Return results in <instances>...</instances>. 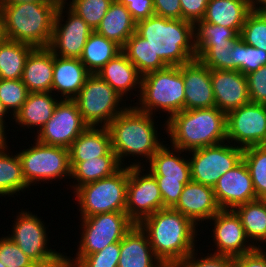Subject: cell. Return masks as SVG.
Instances as JSON below:
<instances>
[{
	"instance_id": "10",
	"label": "cell",
	"mask_w": 266,
	"mask_h": 267,
	"mask_svg": "<svg viewBox=\"0 0 266 267\" xmlns=\"http://www.w3.org/2000/svg\"><path fill=\"white\" fill-rule=\"evenodd\" d=\"M36 142L18 152L23 175L29 186L39 181L50 182L71 176L69 149ZM54 179V180H53Z\"/></svg>"
},
{
	"instance_id": "19",
	"label": "cell",
	"mask_w": 266,
	"mask_h": 267,
	"mask_svg": "<svg viewBox=\"0 0 266 267\" xmlns=\"http://www.w3.org/2000/svg\"><path fill=\"white\" fill-rule=\"evenodd\" d=\"M215 107L226 115L250 102L246 75L237 70H210Z\"/></svg>"
},
{
	"instance_id": "22",
	"label": "cell",
	"mask_w": 266,
	"mask_h": 267,
	"mask_svg": "<svg viewBox=\"0 0 266 267\" xmlns=\"http://www.w3.org/2000/svg\"><path fill=\"white\" fill-rule=\"evenodd\" d=\"M118 267H166L155 255L146 233L138 224L120 241Z\"/></svg>"
},
{
	"instance_id": "14",
	"label": "cell",
	"mask_w": 266,
	"mask_h": 267,
	"mask_svg": "<svg viewBox=\"0 0 266 267\" xmlns=\"http://www.w3.org/2000/svg\"><path fill=\"white\" fill-rule=\"evenodd\" d=\"M226 121L229 144L242 149L266 145V104L249 102L229 112Z\"/></svg>"
},
{
	"instance_id": "2",
	"label": "cell",
	"mask_w": 266,
	"mask_h": 267,
	"mask_svg": "<svg viewBox=\"0 0 266 267\" xmlns=\"http://www.w3.org/2000/svg\"><path fill=\"white\" fill-rule=\"evenodd\" d=\"M166 119L171 146L182 151L227 141L226 114L217 107L183 110Z\"/></svg>"
},
{
	"instance_id": "47",
	"label": "cell",
	"mask_w": 266,
	"mask_h": 267,
	"mask_svg": "<svg viewBox=\"0 0 266 267\" xmlns=\"http://www.w3.org/2000/svg\"><path fill=\"white\" fill-rule=\"evenodd\" d=\"M250 102L266 104V65L246 75Z\"/></svg>"
},
{
	"instance_id": "42",
	"label": "cell",
	"mask_w": 266,
	"mask_h": 267,
	"mask_svg": "<svg viewBox=\"0 0 266 267\" xmlns=\"http://www.w3.org/2000/svg\"><path fill=\"white\" fill-rule=\"evenodd\" d=\"M266 65V51L247 45L241 38L235 42V70L247 75Z\"/></svg>"
},
{
	"instance_id": "1",
	"label": "cell",
	"mask_w": 266,
	"mask_h": 267,
	"mask_svg": "<svg viewBox=\"0 0 266 267\" xmlns=\"http://www.w3.org/2000/svg\"><path fill=\"white\" fill-rule=\"evenodd\" d=\"M138 225L146 233L154 255L166 267H177L195 250L198 225L172 208L158 210Z\"/></svg>"
},
{
	"instance_id": "57",
	"label": "cell",
	"mask_w": 266,
	"mask_h": 267,
	"mask_svg": "<svg viewBox=\"0 0 266 267\" xmlns=\"http://www.w3.org/2000/svg\"><path fill=\"white\" fill-rule=\"evenodd\" d=\"M36 1H55V0H0V4L25 3Z\"/></svg>"
},
{
	"instance_id": "5",
	"label": "cell",
	"mask_w": 266,
	"mask_h": 267,
	"mask_svg": "<svg viewBox=\"0 0 266 267\" xmlns=\"http://www.w3.org/2000/svg\"><path fill=\"white\" fill-rule=\"evenodd\" d=\"M151 114L127 106L107 126L111 136V147L121 166L125 157H143L150 160L163 145L158 140V131ZM123 161V162H122Z\"/></svg>"
},
{
	"instance_id": "12",
	"label": "cell",
	"mask_w": 266,
	"mask_h": 267,
	"mask_svg": "<svg viewBox=\"0 0 266 267\" xmlns=\"http://www.w3.org/2000/svg\"><path fill=\"white\" fill-rule=\"evenodd\" d=\"M141 164L138 160L128 165L125 212L135 224L156 211L165 209L155 176L150 171L142 173L146 170L144 164Z\"/></svg>"
},
{
	"instance_id": "33",
	"label": "cell",
	"mask_w": 266,
	"mask_h": 267,
	"mask_svg": "<svg viewBox=\"0 0 266 267\" xmlns=\"http://www.w3.org/2000/svg\"><path fill=\"white\" fill-rule=\"evenodd\" d=\"M233 210L241 220L248 241H251L256 248H262L258 244L266 243V204L261 199H257L241 204ZM254 241L256 243L258 241V246Z\"/></svg>"
},
{
	"instance_id": "58",
	"label": "cell",
	"mask_w": 266,
	"mask_h": 267,
	"mask_svg": "<svg viewBox=\"0 0 266 267\" xmlns=\"http://www.w3.org/2000/svg\"><path fill=\"white\" fill-rule=\"evenodd\" d=\"M9 112L7 111V109L5 108V106L3 105V103L0 101V124L5 128L6 126L5 124V120L4 118H6L5 114H8Z\"/></svg>"
},
{
	"instance_id": "49",
	"label": "cell",
	"mask_w": 266,
	"mask_h": 267,
	"mask_svg": "<svg viewBox=\"0 0 266 267\" xmlns=\"http://www.w3.org/2000/svg\"><path fill=\"white\" fill-rule=\"evenodd\" d=\"M114 1L126 6L133 20L136 23L155 15L153 0H114Z\"/></svg>"
},
{
	"instance_id": "28",
	"label": "cell",
	"mask_w": 266,
	"mask_h": 267,
	"mask_svg": "<svg viewBox=\"0 0 266 267\" xmlns=\"http://www.w3.org/2000/svg\"><path fill=\"white\" fill-rule=\"evenodd\" d=\"M111 147V136L107 127H88L69 148L70 162H84L105 156Z\"/></svg>"
},
{
	"instance_id": "6",
	"label": "cell",
	"mask_w": 266,
	"mask_h": 267,
	"mask_svg": "<svg viewBox=\"0 0 266 267\" xmlns=\"http://www.w3.org/2000/svg\"><path fill=\"white\" fill-rule=\"evenodd\" d=\"M135 106L139 111L154 115L153 112H167L168 118L184 110L185 85L181 66L146 73L141 79V92ZM140 105V106H139ZM154 110V111H153Z\"/></svg>"
},
{
	"instance_id": "38",
	"label": "cell",
	"mask_w": 266,
	"mask_h": 267,
	"mask_svg": "<svg viewBox=\"0 0 266 267\" xmlns=\"http://www.w3.org/2000/svg\"><path fill=\"white\" fill-rule=\"evenodd\" d=\"M256 197L261 199L266 195V145L252 146L243 151Z\"/></svg>"
},
{
	"instance_id": "35",
	"label": "cell",
	"mask_w": 266,
	"mask_h": 267,
	"mask_svg": "<svg viewBox=\"0 0 266 267\" xmlns=\"http://www.w3.org/2000/svg\"><path fill=\"white\" fill-rule=\"evenodd\" d=\"M31 45L6 39L0 44V79H22L23 70Z\"/></svg>"
},
{
	"instance_id": "55",
	"label": "cell",
	"mask_w": 266,
	"mask_h": 267,
	"mask_svg": "<svg viewBox=\"0 0 266 267\" xmlns=\"http://www.w3.org/2000/svg\"><path fill=\"white\" fill-rule=\"evenodd\" d=\"M5 128L0 124V149L7 147V136H6ZM6 136V137H5Z\"/></svg>"
},
{
	"instance_id": "20",
	"label": "cell",
	"mask_w": 266,
	"mask_h": 267,
	"mask_svg": "<svg viewBox=\"0 0 266 267\" xmlns=\"http://www.w3.org/2000/svg\"><path fill=\"white\" fill-rule=\"evenodd\" d=\"M185 85L184 110L215 107L210 69L200 60L193 59L181 65Z\"/></svg>"
},
{
	"instance_id": "21",
	"label": "cell",
	"mask_w": 266,
	"mask_h": 267,
	"mask_svg": "<svg viewBox=\"0 0 266 267\" xmlns=\"http://www.w3.org/2000/svg\"><path fill=\"white\" fill-rule=\"evenodd\" d=\"M188 217L195 225L210 220L221 209L218 206L213 187L194 181L185 184L177 204L172 208Z\"/></svg>"
},
{
	"instance_id": "29",
	"label": "cell",
	"mask_w": 266,
	"mask_h": 267,
	"mask_svg": "<svg viewBox=\"0 0 266 267\" xmlns=\"http://www.w3.org/2000/svg\"><path fill=\"white\" fill-rule=\"evenodd\" d=\"M250 11L247 0H208L202 21L231 28L239 35Z\"/></svg>"
},
{
	"instance_id": "8",
	"label": "cell",
	"mask_w": 266,
	"mask_h": 267,
	"mask_svg": "<svg viewBox=\"0 0 266 267\" xmlns=\"http://www.w3.org/2000/svg\"><path fill=\"white\" fill-rule=\"evenodd\" d=\"M74 101L89 127H107L127 108L120 105L123 98L97 74L88 76Z\"/></svg>"
},
{
	"instance_id": "59",
	"label": "cell",
	"mask_w": 266,
	"mask_h": 267,
	"mask_svg": "<svg viewBox=\"0 0 266 267\" xmlns=\"http://www.w3.org/2000/svg\"><path fill=\"white\" fill-rule=\"evenodd\" d=\"M56 2H58L59 4H65L66 0H55Z\"/></svg>"
},
{
	"instance_id": "43",
	"label": "cell",
	"mask_w": 266,
	"mask_h": 267,
	"mask_svg": "<svg viewBox=\"0 0 266 267\" xmlns=\"http://www.w3.org/2000/svg\"><path fill=\"white\" fill-rule=\"evenodd\" d=\"M28 93L22 79H0V101L8 112L12 111L13 117L25 103Z\"/></svg>"
},
{
	"instance_id": "30",
	"label": "cell",
	"mask_w": 266,
	"mask_h": 267,
	"mask_svg": "<svg viewBox=\"0 0 266 267\" xmlns=\"http://www.w3.org/2000/svg\"><path fill=\"white\" fill-rule=\"evenodd\" d=\"M95 31L123 47L136 32V22L126 6L113 1Z\"/></svg>"
},
{
	"instance_id": "50",
	"label": "cell",
	"mask_w": 266,
	"mask_h": 267,
	"mask_svg": "<svg viewBox=\"0 0 266 267\" xmlns=\"http://www.w3.org/2000/svg\"><path fill=\"white\" fill-rule=\"evenodd\" d=\"M208 0H180L182 19L195 24L204 17Z\"/></svg>"
},
{
	"instance_id": "3",
	"label": "cell",
	"mask_w": 266,
	"mask_h": 267,
	"mask_svg": "<svg viewBox=\"0 0 266 267\" xmlns=\"http://www.w3.org/2000/svg\"><path fill=\"white\" fill-rule=\"evenodd\" d=\"M136 32L167 66H181L196 57L194 24L189 21L153 15L137 22Z\"/></svg>"
},
{
	"instance_id": "54",
	"label": "cell",
	"mask_w": 266,
	"mask_h": 267,
	"mask_svg": "<svg viewBox=\"0 0 266 267\" xmlns=\"http://www.w3.org/2000/svg\"><path fill=\"white\" fill-rule=\"evenodd\" d=\"M247 4L250 10H266V0H247Z\"/></svg>"
},
{
	"instance_id": "13",
	"label": "cell",
	"mask_w": 266,
	"mask_h": 267,
	"mask_svg": "<svg viewBox=\"0 0 266 267\" xmlns=\"http://www.w3.org/2000/svg\"><path fill=\"white\" fill-rule=\"evenodd\" d=\"M41 220L37 214L21 210L14 221L12 234L8 235L39 267L51 265L63 256L48 247L47 227Z\"/></svg>"
},
{
	"instance_id": "52",
	"label": "cell",
	"mask_w": 266,
	"mask_h": 267,
	"mask_svg": "<svg viewBox=\"0 0 266 267\" xmlns=\"http://www.w3.org/2000/svg\"><path fill=\"white\" fill-rule=\"evenodd\" d=\"M235 267H266V252L263 248L235 257Z\"/></svg>"
},
{
	"instance_id": "44",
	"label": "cell",
	"mask_w": 266,
	"mask_h": 267,
	"mask_svg": "<svg viewBox=\"0 0 266 267\" xmlns=\"http://www.w3.org/2000/svg\"><path fill=\"white\" fill-rule=\"evenodd\" d=\"M0 261L6 267H39L9 236L0 238Z\"/></svg>"
},
{
	"instance_id": "34",
	"label": "cell",
	"mask_w": 266,
	"mask_h": 267,
	"mask_svg": "<svg viewBox=\"0 0 266 267\" xmlns=\"http://www.w3.org/2000/svg\"><path fill=\"white\" fill-rule=\"evenodd\" d=\"M122 51L142 76L168 67L158 55L154 54L148 40L142 38L137 32L127 39Z\"/></svg>"
},
{
	"instance_id": "39",
	"label": "cell",
	"mask_w": 266,
	"mask_h": 267,
	"mask_svg": "<svg viewBox=\"0 0 266 267\" xmlns=\"http://www.w3.org/2000/svg\"><path fill=\"white\" fill-rule=\"evenodd\" d=\"M239 36L247 45L266 51V12L251 10Z\"/></svg>"
},
{
	"instance_id": "41",
	"label": "cell",
	"mask_w": 266,
	"mask_h": 267,
	"mask_svg": "<svg viewBox=\"0 0 266 267\" xmlns=\"http://www.w3.org/2000/svg\"><path fill=\"white\" fill-rule=\"evenodd\" d=\"M114 0H72L67 4L76 15L81 17L94 31Z\"/></svg>"
},
{
	"instance_id": "31",
	"label": "cell",
	"mask_w": 266,
	"mask_h": 267,
	"mask_svg": "<svg viewBox=\"0 0 266 267\" xmlns=\"http://www.w3.org/2000/svg\"><path fill=\"white\" fill-rule=\"evenodd\" d=\"M70 167V177L74 181L77 180L75 185H72L75 191L81 185L113 175L122 166L111 149L105 156L98 157L97 159H88L84 162H70Z\"/></svg>"
},
{
	"instance_id": "17",
	"label": "cell",
	"mask_w": 266,
	"mask_h": 267,
	"mask_svg": "<svg viewBox=\"0 0 266 267\" xmlns=\"http://www.w3.org/2000/svg\"><path fill=\"white\" fill-rule=\"evenodd\" d=\"M211 220L214 222L211 237H214L213 241L217 248L214 254L235 258L256 248L247 241L241 220L233 209H221L210 222Z\"/></svg>"
},
{
	"instance_id": "48",
	"label": "cell",
	"mask_w": 266,
	"mask_h": 267,
	"mask_svg": "<svg viewBox=\"0 0 266 267\" xmlns=\"http://www.w3.org/2000/svg\"><path fill=\"white\" fill-rule=\"evenodd\" d=\"M163 199L164 208H173L183 191L184 184L180 180L156 179Z\"/></svg>"
},
{
	"instance_id": "60",
	"label": "cell",
	"mask_w": 266,
	"mask_h": 267,
	"mask_svg": "<svg viewBox=\"0 0 266 267\" xmlns=\"http://www.w3.org/2000/svg\"><path fill=\"white\" fill-rule=\"evenodd\" d=\"M261 200L266 204V195L262 197Z\"/></svg>"
},
{
	"instance_id": "4",
	"label": "cell",
	"mask_w": 266,
	"mask_h": 267,
	"mask_svg": "<svg viewBox=\"0 0 266 267\" xmlns=\"http://www.w3.org/2000/svg\"><path fill=\"white\" fill-rule=\"evenodd\" d=\"M58 5L56 1L0 4L6 38L34 48L48 47Z\"/></svg>"
},
{
	"instance_id": "32",
	"label": "cell",
	"mask_w": 266,
	"mask_h": 267,
	"mask_svg": "<svg viewBox=\"0 0 266 267\" xmlns=\"http://www.w3.org/2000/svg\"><path fill=\"white\" fill-rule=\"evenodd\" d=\"M122 51L116 42L93 31L84 46L80 61L91 74H97L112 58Z\"/></svg>"
},
{
	"instance_id": "23",
	"label": "cell",
	"mask_w": 266,
	"mask_h": 267,
	"mask_svg": "<svg viewBox=\"0 0 266 267\" xmlns=\"http://www.w3.org/2000/svg\"><path fill=\"white\" fill-rule=\"evenodd\" d=\"M90 74L79 58L54 55L52 91L60 92V99L74 100Z\"/></svg>"
},
{
	"instance_id": "56",
	"label": "cell",
	"mask_w": 266,
	"mask_h": 267,
	"mask_svg": "<svg viewBox=\"0 0 266 267\" xmlns=\"http://www.w3.org/2000/svg\"><path fill=\"white\" fill-rule=\"evenodd\" d=\"M6 39L7 38H6L5 30H4V20H3L2 13L0 11V44L3 43Z\"/></svg>"
},
{
	"instance_id": "25",
	"label": "cell",
	"mask_w": 266,
	"mask_h": 267,
	"mask_svg": "<svg viewBox=\"0 0 266 267\" xmlns=\"http://www.w3.org/2000/svg\"><path fill=\"white\" fill-rule=\"evenodd\" d=\"M97 75L108 83L121 97H124L133 89L136 91L135 89L139 88L138 92H141L142 75L128 60L123 51L104 65Z\"/></svg>"
},
{
	"instance_id": "61",
	"label": "cell",
	"mask_w": 266,
	"mask_h": 267,
	"mask_svg": "<svg viewBox=\"0 0 266 267\" xmlns=\"http://www.w3.org/2000/svg\"><path fill=\"white\" fill-rule=\"evenodd\" d=\"M0 267H6L1 261H0Z\"/></svg>"
},
{
	"instance_id": "46",
	"label": "cell",
	"mask_w": 266,
	"mask_h": 267,
	"mask_svg": "<svg viewBox=\"0 0 266 267\" xmlns=\"http://www.w3.org/2000/svg\"><path fill=\"white\" fill-rule=\"evenodd\" d=\"M195 251L188 254L177 267H235L234 257L208 253L206 257L196 259Z\"/></svg>"
},
{
	"instance_id": "24",
	"label": "cell",
	"mask_w": 266,
	"mask_h": 267,
	"mask_svg": "<svg viewBox=\"0 0 266 267\" xmlns=\"http://www.w3.org/2000/svg\"><path fill=\"white\" fill-rule=\"evenodd\" d=\"M54 54L47 48H34L28 55L22 82L29 93L52 92Z\"/></svg>"
},
{
	"instance_id": "9",
	"label": "cell",
	"mask_w": 266,
	"mask_h": 267,
	"mask_svg": "<svg viewBox=\"0 0 266 267\" xmlns=\"http://www.w3.org/2000/svg\"><path fill=\"white\" fill-rule=\"evenodd\" d=\"M82 234L76 257L78 263L83 257L104 249L109 244L120 242L135 224L126 212H107L91 217H81Z\"/></svg>"
},
{
	"instance_id": "7",
	"label": "cell",
	"mask_w": 266,
	"mask_h": 267,
	"mask_svg": "<svg viewBox=\"0 0 266 267\" xmlns=\"http://www.w3.org/2000/svg\"><path fill=\"white\" fill-rule=\"evenodd\" d=\"M123 165L113 175L81 185L73 192L76 194L81 217L125 212L128 166Z\"/></svg>"
},
{
	"instance_id": "27",
	"label": "cell",
	"mask_w": 266,
	"mask_h": 267,
	"mask_svg": "<svg viewBox=\"0 0 266 267\" xmlns=\"http://www.w3.org/2000/svg\"><path fill=\"white\" fill-rule=\"evenodd\" d=\"M52 93H28L25 103L12 119H15V123L21 127L33 128L37 126V129L39 127L41 130L52 117L54 108L59 102Z\"/></svg>"
},
{
	"instance_id": "45",
	"label": "cell",
	"mask_w": 266,
	"mask_h": 267,
	"mask_svg": "<svg viewBox=\"0 0 266 267\" xmlns=\"http://www.w3.org/2000/svg\"><path fill=\"white\" fill-rule=\"evenodd\" d=\"M120 258V242L109 244L99 252L83 257L79 267H118Z\"/></svg>"
},
{
	"instance_id": "51",
	"label": "cell",
	"mask_w": 266,
	"mask_h": 267,
	"mask_svg": "<svg viewBox=\"0 0 266 267\" xmlns=\"http://www.w3.org/2000/svg\"><path fill=\"white\" fill-rule=\"evenodd\" d=\"M154 13L168 19H182L180 0H153Z\"/></svg>"
},
{
	"instance_id": "18",
	"label": "cell",
	"mask_w": 266,
	"mask_h": 267,
	"mask_svg": "<svg viewBox=\"0 0 266 267\" xmlns=\"http://www.w3.org/2000/svg\"><path fill=\"white\" fill-rule=\"evenodd\" d=\"M213 191L220 209H234L258 199L244 160L222 175L214 185Z\"/></svg>"
},
{
	"instance_id": "36",
	"label": "cell",
	"mask_w": 266,
	"mask_h": 267,
	"mask_svg": "<svg viewBox=\"0 0 266 267\" xmlns=\"http://www.w3.org/2000/svg\"><path fill=\"white\" fill-rule=\"evenodd\" d=\"M7 149H0V197L17 195L29 187L18 154L10 155Z\"/></svg>"
},
{
	"instance_id": "15",
	"label": "cell",
	"mask_w": 266,
	"mask_h": 267,
	"mask_svg": "<svg viewBox=\"0 0 266 267\" xmlns=\"http://www.w3.org/2000/svg\"><path fill=\"white\" fill-rule=\"evenodd\" d=\"M66 4H59L48 49L56 56L63 58H80L84 46L90 34L94 31L81 17L76 15L69 8L66 9L67 19L65 24H61L65 19Z\"/></svg>"
},
{
	"instance_id": "40",
	"label": "cell",
	"mask_w": 266,
	"mask_h": 267,
	"mask_svg": "<svg viewBox=\"0 0 266 267\" xmlns=\"http://www.w3.org/2000/svg\"><path fill=\"white\" fill-rule=\"evenodd\" d=\"M240 36L231 28L197 21L194 24V44L235 43Z\"/></svg>"
},
{
	"instance_id": "11",
	"label": "cell",
	"mask_w": 266,
	"mask_h": 267,
	"mask_svg": "<svg viewBox=\"0 0 266 267\" xmlns=\"http://www.w3.org/2000/svg\"><path fill=\"white\" fill-rule=\"evenodd\" d=\"M225 142L189 151L192 181L214 187L222 175L243 160L244 149Z\"/></svg>"
},
{
	"instance_id": "16",
	"label": "cell",
	"mask_w": 266,
	"mask_h": 267,
	"mask_svg": "<svg viewBox=\"0 0 266 267\" xmlns=\"http://www.w3.org/2000/svg\"><path fill=\"white\" fill-rule=\"evenodd\" d=\"M88 127L74 100L59 99L52 117L35 137L41 143L69 149Z\"/></svg>"
},
{
	"instance_id": "37",
	"label": "cell",
	"mask_w": 266,
	"mask_h": 267,
	"mask_svg": "<svg viewBox=\"0 0 266 267\" xmlns=\"http://www.w3.org/2000/svg\"><path fill=\"white\" fill-rule=\"evenodd\" d=\"M196 57L210 70H235V43L194 44Z\"/></svg>"
},
{
	"instance_id": "26",
	"label": "cell",
	"mask_w": 266,
	"mask_h": 267,
	"mask_svg": "<svg viewBox=\"0 0 266 267\" xmlns=\"http://www.w3.org/2000/svg\"><path fill=\"white\" fill-rule=\"evenodd\" d=\"M171 149L167 144L162 145L148 161L150 167L147 170L155 176V179L180 180L185 185L191 181L189 159L180 155L184 152L181 149L175 147Z\"/></svg>"
},
{
	"instance_id": "53",
	"label": "cell",
	"mask_w": 266,
	"mask_h": 267,
	"mask_svg": "<svg viewBox=\"0 0 266 267\" xmlns=\"http://www.w3.org/2000/svg\"><path fill=\"white\" fill-rule=\"evenodd\" d=\"M42 267H79V266L77 265V263L72 262L71 258L67 257L66 255H63L57 262Z\"/></svg>"
}]
</instances>
